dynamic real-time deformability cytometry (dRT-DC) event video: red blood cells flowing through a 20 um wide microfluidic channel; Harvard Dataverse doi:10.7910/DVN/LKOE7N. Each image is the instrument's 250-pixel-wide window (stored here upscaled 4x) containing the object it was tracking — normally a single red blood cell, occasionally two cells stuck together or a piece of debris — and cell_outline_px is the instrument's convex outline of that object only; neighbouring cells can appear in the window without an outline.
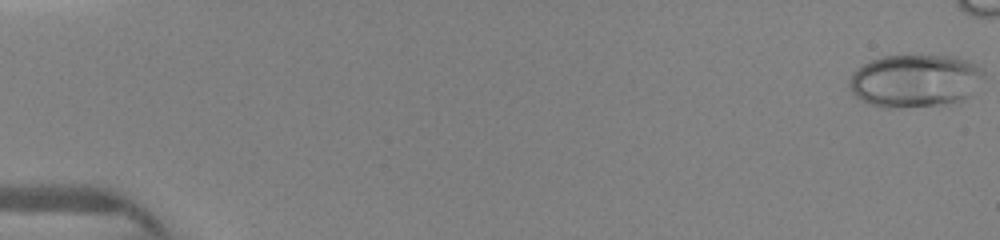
{"species": "human", "species_latin": "Homo sapiens", "temperature_condition": "warm", "stored_images_in_passage": 16, "camera_frame_rate_fps": 3000, "um_per_image_px": 0.085, "donor": {"sex": "female"}, "frame": {"image": 1, "passage_image": 1, "time_ms": 0.0, "image_size_px": [1000, 240], "cell_outline_px": [[984, 72], [972, 96], [964, 100], [948, 104], [900, 108], [884, 108], [868, 104], [856, 96], [852, 92], [848, 84], [852, 76], [864, 64], [872, 60], [884, 56], [956, 56], [968, 60], [976, 64]], "centroid_in_image_um": [77.82, 6.89], "position_along_channel_um": 7.2, "area_um2": 41.5}}